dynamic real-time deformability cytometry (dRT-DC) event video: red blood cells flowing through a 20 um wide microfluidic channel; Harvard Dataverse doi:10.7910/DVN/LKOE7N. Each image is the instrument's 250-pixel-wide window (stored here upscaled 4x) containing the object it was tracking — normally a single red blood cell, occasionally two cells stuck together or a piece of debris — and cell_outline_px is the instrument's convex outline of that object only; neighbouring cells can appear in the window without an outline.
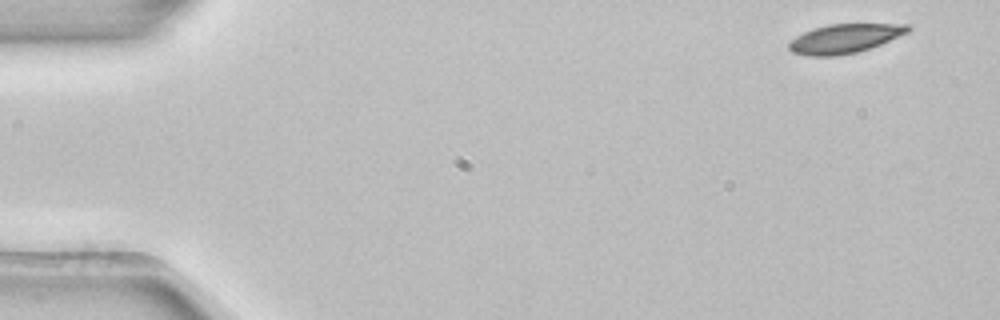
{"species": "common noctule bat (a hibernating species)", "species_latin": "Nyctalus noctula", "temperature_condition": "room temperature", "stored_images_in_passage": 5, "segment_of_instrument_passage": [1, 2], "camera_frame_rate_fps": 3000, "um_per_image_px": 0.085, "animal": {"sex": "female", "body_mass_g": 22.7, "forearm_length_mm": 54.2}, "frame": {"image": 1, "passage_image": 1, "time_ms": 0.0, "image_size_px": [1000, 320], "cell_outline_px": [[912, 28], [908, 32], [880, 44], [856, 52], [836, 56], [812, 56], [792, 52], [788, 48], [788, 44], [796, 36], [812, 28], [828, 24], [912, 24]], "centroid_in_image_um": [71.79, 3.26], "position_along_channel_um": 13.2, "area_um2": 20.06}}
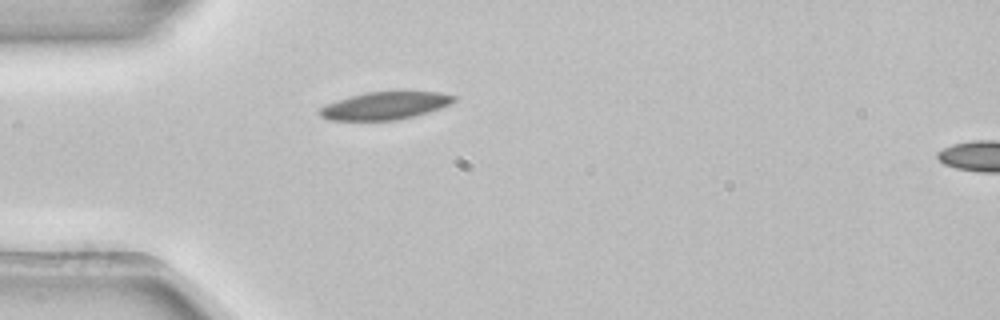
{"frame": {"image": 2, "passage_image": 4, "time_ms": 1.0, "image_size_px": [1000, 320], "cell_outline_px": [[456, 100], [440, 108], [416, 116], [396, 120], [328, 120], [320, 116], [316, 112], [316, 108], [336, 100], [348, 96], [364, 92], [400, 88], [440, 92], [456, 96]], "centroid_in_image_um": [32.71, 8.92], "position_along_channel_um": 52.3, "area_um2": 22.89}}